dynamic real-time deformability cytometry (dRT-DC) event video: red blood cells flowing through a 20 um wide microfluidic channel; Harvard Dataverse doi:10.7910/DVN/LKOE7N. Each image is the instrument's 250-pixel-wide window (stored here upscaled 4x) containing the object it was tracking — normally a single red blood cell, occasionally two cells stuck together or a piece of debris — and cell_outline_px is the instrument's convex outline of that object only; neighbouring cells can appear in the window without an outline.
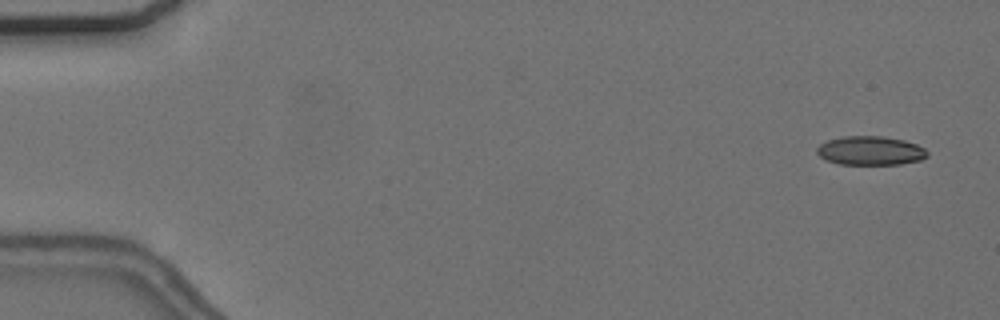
{"species": "common noctule bat (a hibernating species)", "species_latin": "Nyctalus noctula", "temperature_condition": "cold", "stored_images_in_passage": 56, "camera_frame_rate_fps": 3000, "um_per_image_px": 0.085, "animal": {"sex": "female", "body_mass_g": 24.6, "forearm_length_mm": 56.2}, "frame": {"image": 1, "passage_image": 3, "time_ms": 0.667, "image_size_px": [1000, 320], "cell_outline_px": [[928, 156], [920, 160], [900, 164], [840, 164], [828, 160], [820, 156], [816, 152], [816, 148], [820, 144], [828, 140], [844, 136], [884, 136], [904, 140], [916, 144], [924, 148], [928, 152]], "centroid_in_image_um": [74.0, 12.8], "position_along_channel_um": 11.0, "area_um2": 18.55}}
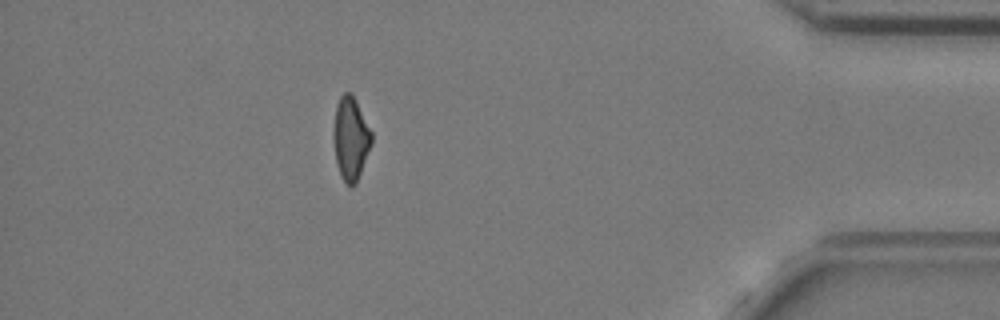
{"frame": {"image": 2, "passage_image": 50, "time_ms": 16.333, "image_size_px": [1000, 320], "cell_outline_px": [[372, 144], [356, 184], [352, 188], [340, 176], [336, 164], [332, 140], [332, 132], [336, 104], [340, 96], [344, 92], [352, 92], [372, 132]], "centroid_in_image_um": [29.79, 11.76], "position_along_channel_um": 405.4, "area_um2": 18.9}, "authors_computed_cell_mechanics": {"area_um2": 19.1896, "velocity_mm_per_s": 3.6875, "shape_relaxation_time_tau1_ms": null, "shape_relaxation_time_tau2_ms": 5.9422, "deformation_change_tau1": null, "deformation_change_tau2": 0.1524}}